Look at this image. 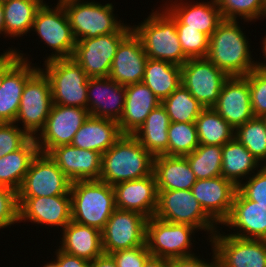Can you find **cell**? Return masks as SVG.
Wrapping results in <instances>:
<instances>
[{"mask_svg": "<svg viewBox=\"0 0 266 267\" xmlns=\"http://www.w3.org/2000/svg\"><path fill=\"white\" fill-rule=\"evenodd\" d=\"M221 229L209 241L218 255L221 267H266V240L239 238Z\"/></svg>", "mask_w": 266, "mask_h": 267, "instance_id": "obj_16", "label": "cell"}, {"mask_svg": "<svg viewBox=\"0 0 266 267\" xmlns=\"http://www.w3.org/2000/svg\"><path fill=\"white\" fill-rule=\"evenodd\" d=\"M31 137L15 123H0V158L20 149Z\"/></svg>", "mask_w": 266, "mask_h": 267, "instance_id": "obj_45", "label": "cell"}, {"mask_svg": "<svg viewBox=\"0 0 266 267\" xmlns=\"http://www.w3.org/2000/svg\"><path fill=\"white\" fill-rule=\"evenodd\" d=\"M234 130L254 117L248 80L244 76L229 77L212 107Z\"/></svg>", "mask_w": 266, "mask_h": 267, "instance_id": "obj_19", "label": "cell"}, {"mask_svg": "<svg viewBox=\"0 0 266 267\" xmlns=\"http://www.w3.org/2000/svg\"><path fill=\"white\" fill-rule=\"evenodd\" d=\"M41 267H59L58 266V261H57V259H53V261L51 260V261H48V262H46L43 266H41Z\"/></svg>", "mask_w": 266, "mask_h": 267, "instance_id": "obj_55", "label": "cell"}, {"mask_svg": "<svg viewBox=\"0 0 266 267\" xmlns=\"http://www.w3.org/2000/svg\"><path fill=\"white\" fill-rule=\"evenodd\" d=\"M45 0H10L3 3L5 37L20 38L32 31L37 10Z\"/></svg>", "mask_w": 266, "mask_h": 267, "instance_id": "obj_35", "label": "cell"}, {"mask_svg": "<svg viewBox=\"0 0 266 267\" xmlns=\"http://www.w3.org/2000/svg\"><path fill=\"white\" fill-rule=\"evenodd\" d=\"M228 78L207 58L188 59L181 66V84L204 108L215 105Z\"/></svg>", "mask_w": 266, "mask_h": 267, "instance_id": "obj_12", "label": "cell"}, {"mask_svg": "<svg viewBox=\"0 0 266 267\" xmlns=\"http://www.w3.org/2000/svg\"><path fill=\"white\" fill-rule=\"evenodd\" d=\"M125 92L124 110L117 123L123 135H133L161 102L143 82L125 86Z\"/></svg>", "mask_w": 266, "mask_h": 267, "instance_id": "obj_27", "label": "cell"}, {"mask_svg": "<svg viewBox=\"0 0 266 267\" xmlns=\"http://www.w3.org/2000/svg\"><path fill=\"white\" fill-rule=\"evenodd\" d=\"M112 187L117 209L138 212L148 219L154 216L158 197L154 173L141 179L120 182Z\"/></svg>", "mask_w": 266, "mask_h": 267, "instance_id": "obj_24", "label": "cell"}, {"mask_svg": "<svg viewBox=\"0 0 266 267\" xmlns=\"http://www.w3.org/2000/svg\"><path fill=\"white\" fill-rule=\"evenodd\" d=\"M209 245L212 247L211 250L213 253L211 256V261L208 262L207 259L205 260V258H203V256L201 259L200 255L197 256L193 254L189 256L168 259L169 267H221V263L216 251L211 243Z\"/></svg>", "mask_w": 266, "mask_h": 267, "instance_id": "obj_48", "label": "cell"}, {"mask_svg": "<svg viewBox=\"0 0 266 267\" xmlns=\"http://www.w3.org/2000/svg\"><path fill=\"white\" fill-rule=\"evenodd\" d=\"M4 51H16L20 57L5 73L0 87V123H14L19 111L25 83L40 66L38 67L36 63L30 62L31 59L26 57L25 53H21L20 49L11 47Z\"/></svg>", "mask_w": 266, "mask_h": 267, "instance_id": "obj_18", "label": "cell"}, {"mask_svg": "<svg viewBox=\"0 0 266 267\" xmlns=\"http://www.w3.org/2000/svg\"><path fill=\"white\" fill-rule=\"evenodd\" d=\"M0 54V87L5 73L20 59L16 51H3Z\"/></svg>", "mask_w": 266, "mask_h": 267, "instance_id": "obj_50", "label": "cell"}, {"mask_svg": "<svg viewBox=\"0 0 266 267\" xmlns=\"http://www.w3.org/2000/svg\"><path fill=\"white\" fill-rule=\"evenodd\" d=\"M39 153L35 138L20 149L0 158V184L18 191L32 160Z\"/></svg>", "mask_w": 266, "mask_h": 267, "instance_id": "obj_33", "label": "cell"}, {"mask_svg": "<svg viewBox=\"0 0 266 267\" xmlns=\"http://www.w3.org/2000/svg\"><path fill=\"white\" fill-rule=\"evenodd\" d=\"M262 119H263V121H264V124H265V127H266V115L265 116H263V117H261Z\"/></svg>", "mask_w": 266, "mask_h": 267, "instance_id": "obj_56", "label": "cell"}, {"mask_svg": "<svg viewBox=\"0 0 266 267\" xmlns=\"http://www.w3.org/2000/svg\"><path fill=\"white\" fill-rule=\"evenodd\" d=\"M122 136L117 121L89 115L76 132L71 145L103 154Z\"/></svg>", "mask_w": 266, "mask_h": 267, "instance_id": "obj_28", "label": "cell"}, {"mask_svg": "<svg viewBox=\"0 0 266 267\" xmlns=\"http://www.w3.org/2000/svg\"><path fill=\"white\" fill-rule=\"evenodd\" d=\"M89 115L85 108L53 104L43 130L35 138L39 152L48 154L58 146L71 145Z\"/></svg>", "mask_w": 266, "mask_h": 267, "instance_id": "obj_15", "label": "cell"}, {"mask_svg": "<svg viewBox=\"0 0 266 267\" xmlns=\"http://www.w3.org/2000/svg\"><path fill=\"white\" fill-rule=\"evenodd\" d=\"M247 179L237 189L248 200L266 205V165H262L256 173Z\"/></svg>", "mask_w": 266, "mask_h": 267, "instance_id": "obj_46", "label": "cell"}, {"mask_svg": "<svg viewBox=\"0 0 266 267\" xmlns=\"http://www.w3.org/2000/svg\"><path fill=\"white\" fill-rule=\"evenodd\" d=\"M169 125L167 111L160 104L151 111L133 136L153 157L168 155Z\"/></svg>", "mask_w": 266, "mask_h": 267, "instance_id": "obj_31", "label": "cell"}, {"mask_svg": "<svg viewBox=\"0 0 266 267\" xmlns=\"http://www.w3.org/2000/svg\"><path fill=\"white\" fill-rule=\"evenodd\" d=\"M153 173L158 190H191L197 180L185 156H155Z\"/></svg>", "mask_w": 266, "mask_h": 267, "instance_id": "obj_30", "label": "cell"}, {"mask_svg": "<svg viewBox=\"0 0 266 267\" xmlns=\"http://www.w3.org/2000/svg\"><path fill=\"white\" fill-rule=\"evenodd\" d=\"M261 166L236 138L223 145L222 176L232 181L237 187Z\"/></svg>", "mask_w": 266, "mask_h": 267, "instance_id": "obj_32", "label": "cell"}, {"mask_svg": "<svg viewBox=\"0 0 266 267\" xmlns=\"http://www.w3.org/2000/svg\"><path fill=\"white\" fill-rule=\"evenodd\" d=\"M67 14L74 38H92L116 32L124 23L114 14V5L95 1L64 0L60 2Z\"/></svg>", "mask_w": 266, "mask_h": 267, "instance_id": "obj_6", "label": "cell"}, {"mask_svg": "<svg viewBox=\"0 0 266 267\" xmlns=\"http://www.w3.org/2000/svg\"><path fill=\"white\" fill-rule=\"evenodd\" d=\"M179 1L170 0L168 4H162V9L176 24H186V28L197 29L210 37L224 20L216 0L196 3L191 0Z\"/></svg>", "mask_w": 266, "mask_h": 267, "instance_id": "obj_21", "label": "cell"}, {"mask_svg": "<svg viewBox=\"0 0 266 267\" xmlns=\"http://www.w3.org/2000/svg\"><path fill=\"white\" fill-rule=\"evenodd\" d=\"M216 3L224 20L244 19L249 23L266 17L265 0H216Z\"/></svg>", "mask_w": 266, "mask_h": 267, "instance_id": "obj_40", "label": "cell"}, {"mask_svg": "<svg viewBox=\"0 0 266 267\" xmlns=\"http://www.w3.org/2000/svg\"><path fill=\"white\" fill-rule=\"evenodd\" d=\"M19 223L31 222L32 224L59 227L61 230L71 219L70 194L41 197H18Z\"/></svg>", "mask_w": 266, "mask_h": 267, "instance_id": "obj_17", "label": "cell"}, {"mask_svg": "<svg viewBox=\"0 0 266 267\" xmlns=\"http://www.w3.org/2000/svg\"><path fill=\"white\" fill-rule=\"evenodd\" d=\"M48 155L71 182L99 180L102 154L97 151L61 145L53 148Z\"/></svg>", "mask_w": 266, "mask_h": 267, "instance_id": "obj_26", "label": "cell"}, {"mask_svg": "<svg viewBox=\"0 0 266 267\" xmlns=\"http://www.w3.org/2000/svg\"><path fill=\"white\" fill-rule=\"evenodd\" d=\"M223 225L236 230L229 233L231 236L266 240V205L248 200L237 189L231 212L221 226L224 227Z\"/></svg>", "mask_w": 266, "mask_h": 267, "instance_id": "obj_22", "label": "cell"}, {"mask_svg": "<svg viewBox=\"0 0 266 267\" xmlns=\"http://www.w3.org/2000/svg\"><path fill=\"white\" fill-rule=\"evenodd\" d=\"M222 147L199 145L195 151L185 155L197 180L222 176Z\"/></svg>", "mask_w": 266, "mask_h": 267, "instance_id": "obj_38", "label": "cell"}, {"mask_svg": "<svg viewBox=\"0 0 266 267\" xmlns=\"http://www.w3.org/2000/svg\"><path fill=\"white\" fill-rule=\"evenodd\" d=\"M132 30L140 38L149 59L179 66L188 60L181 48L176 23L161 6L152 10L143 22L133 25Z\"/></svg>", "mask_w": 266, "mask_h": 267, "instance_id": "obj_3", "label": "cell"}, {"mask_svg": "<svg viewBox=\"0 0 266 267\" xmlns=\"http://www.w3.org/2000/svg\"><path fill=\"white\" fill-rule=\"evenodd\" d=\"M154 216L162 221L188 224L207 232L208 240L220 228L204 211L191 190H158Z\"/></svg>", "mask_w": 266, "mask_h": 267, "instance_id": "obj_7", "label": "cell"}, {"mask_svg": "<svg viewBox=\"0 0 266 267\" xmlns=\"http://www.w3.org/2000/svg\"><path fill=\"white\" fill-rule=\"evenodd\" d=\"M44 3L37 10L32 31L37 33L41 42L51 48V54L45 61L72 58L76 40L63 5L60 2L52 7ZM53 49V50H52Z\"/></svg>", "mask_w": 266, "mask_h": 267, "instance_id": "obj_8", "label": "cell"}, {"mask_svg": "<svg viewBox=\"0 0 266 267\" xmlns=\"http://www.w3.org/2000/svg\"><path fill=\"white\" fill-rule=\"evenodd\" d=\"M161 104L167 111L170 123H195L205 109L182 84Z\"/></svg>", "mask_w": 266, "mask_h": 267, "instance_id": "obj_37", "label": "cell"}, {"mask_svg": "<svg viewBox=\"0 0 266 267\" xmlns=\"http://www.w3.org/2000/svg\"><path fill=\"white\" fill-rule=\"evenodd\" d=\"M110 255L115 260L117 267H142L151 253L145 244L130 249L117 250Z\"/></svg>", "mask_w": 266, "mask_h": 267, "instance_id": "obj_47", "label": "cell"}, {"mask_svg": "<svg viewBox=\"0 0 266 267\" xmlns=\"http://www.w3.org/2000/svg\"><path fill=\"white\" fill-rule=\"evenodd\" d=\"M132 31L124 23L116 32L76 42L72 58L89 78L109 77L112 62L120 42Z\"/></svg>", "mask_w": 266, "mask_h": 267, "instance_id": "obj_10", "label": "cell"}, {"mask_svg": "<svg viewBox=\"0 0 266 267\" xmlns=\"http://www.w3.org/2000/svg\"><path fill=\"white\" fill-rule=\"evenodd\" d=\"M45 73L50 81L53 104L88 109V76L73 58L54 59L44 62Z\"/></svg>", "mask_w": 266, "mask_h": 267, "instance_id": "obj_5", "label": "cell"}, {"mask_svg": "<svg viewBox=\"0 0 266 267\" xmlns=\"http://www.w3.org/2000/svg\"><path fill=\"white\" fill-rule=\"evenodd\" d=\"M19 223L17 191L0 184V230Z\"/></svg>", "mask_w": 266, "mask_h": 267, "instance_id": "obj_44", "label": "cell"}, {"mask_svg": "<svg viewBox=\"0 0 266 267\" xmlns=\"http://www.w3.org/2000/svg\"><path fill=\"white\" fill-rule=\"evenodd\" d=\"M196 231L199 230L191 225L165 222L153 216L146 223L148 251L166 259L197 254L192 251Z\"/></svg>", "mask_w": 266, "mask_h": 267, "instance_id": "obj_11", "label": "cell"}, {"mask_svg": "<svg viewBox=\"0 0 266 267\" xmlns=\"http://www.w3.org/2000/svg\"><path fill=\"white\" fill-rule=\"evenodd\" d=\"M71 180L48 154L38 153L25 174L18 197H41L70 194Z\"/></svg>", "mask_w": 266, "mask_h": 267, "instance_id": "obj_13", "label": "cell"}, {"mask_svg": "<svg viewBox=\"0 0 266 267\" xmlns=\"http://www.w3.org/2000/svg\"><path fill=\"white\" fill-rule=\"evenodd\" d=\"M142 82L162 102L181 85V66L148 58Z\"/></svg>", "mask_w": 266, "mask_h": 267, "instance_id": "obj_34", "label": "cell"}, {"mask_svg": "<svg viewBox=\"0 0 266 267\" xmlns=\"http://www.w3.org/2000/svg\"><path fill=\"white\" fill-rule=\"evenodd\" d=\"M142 267H169L168 259L150 255Z\"/></svg>", "mask_w": 266, "mask_h": 267, "instance_id": "obj_52", "label": "cell"}, {"mask_svg": "<svg viewBox=\"0 0 266 267\" xmlns=\"http://www.w3.org/2000/svg\"><path fill=\"white\" fill-rule=\"evenodd\" d=\"M238 23L236 20H223L209 37L206 58L229 77L246 76L260 63L253 60L249 39Z\"/></svg>", "mask_w": 266, "mask_h": 267, "instance_id": "obj_1", "label": "cell"}, {"mask_svg": "<svg viewBox=\"0 0 266 267\" xmlns=\"http://www.w3.org/2000/svg\"><path fill=\"white\" fill-rule=\"evenodd\" d=\"M61 246L63 252L79 258L92 261L102 255L101 231L87 225L70 221L61 231Z\"/></svg>", "mask_w": 266, "mask_h": 267, "instance_id": "obj_29", "label": "cell"}, {"mask_svg": "<svg viewBox=\"0 0 266 267\" xmlns=\"http://www.w3.org/2000/svg\"><path fill=\"white\" fill-rule=\"evenodd\" d=\"M261 39H263L261 42H262V47H261V49H262V56H264L263 57V59L265 60V61H261L260 60V62L261 63H259V66L266 72V33H265V37L263 38V37H261Z\"/></svg>", "mask_w": 266, "mask_h": 267, "instance_id": "obj_53", "label": "cell"}, {"mask_svg": "<svg viewBox=\"0 0 266 267\" xmlns=\"http://www.w3.org/2000/svg\"><path fill=\"white\" fill-rule=\"evenodd\" d=\"M52 106L50 81L39 68L25 83L14 123L21 124V129L36 138L44 128Z\"/></svg>", "mask_w": 266, "mask_h": 267, "instance_id": "obj_9", "label": "cell"}, {"mask_svg": "<svg viewBox=\"0 0 266 267\" xmlns=\"http://www.w3.org/2000/svg\"><path fill=\"white\" fill-rule=\"evenodd\" d=\"M59 267H90L91 262L77 256L69 255L59 248L55 250Z\"/></svg>", "mask_w": 266, "mask_h": 267, "instance_id": "obj_49", "label": "cell"}, {"mask_svg": "<svg viewBox=\"0 0 266 267\" xmlns=\"http://www.w3.org/2000/svg\"><path fill=\"white\" fill-rule=\"evenodd\" d=\"M7 1H10V0H0L1 3L7 2Z\"/></svg>", "mask_w": 266, "mask_h": 267, "instance_id": "obj_57", "label": "cell"}, {"mask_svg": "<svg viewBox=\"0 0 266 267\" xmlns=\"http://www.w3.org/2000/svg\"><path fill=\"white\" fill-rule=\"evenodd\" d=\"M126 99L125 86L110 77L88 78L87 100L91 116L119 121Z\"/></svg>", "mask_w": 266, "mask_h": 267, "instance_id": "obj_25", "label": "cell"}, {"mask_svg": "<svg viewBox=\"0 0 266 267\" xmlns=\"http://www.w3.org/2000/svg\"><path fill=\"white\" fill-rule=\"evenodd\" d=\"M5 35V22H4V11L3 3L0 2V36Z\"/></svg>", "mask_w": 266, "mask_h": 267, "instance_id": "obj_54", "label": "cell"}, {"mask_svg": "<svg viewBox=\"0 0 266 267\" xmlns=\"http://www.w3.org/2000/svg\"><path fill=\"white\" fill-rule=\"evenodd\" d=\"M234 138H236L261 165H266V127L261 117H253L241 126H238L235 129Z\"/></svg>", "mask_w": 266, "mask_h": 267, "instance_id": "obj_39", "label": "cell"}, {"mask_svg": "<svg viewBox=\"0 0 266 267\" xmlns=\"http://www.w3.org/2000/svg\"><path fill=\"white\" fill-rule=\"evenodd\" d=\"M147 220L138 212L116 208L101 231L103 252L111 254L145 245Z\"/></svg>", "mask_w": 266, "mask_h": 267, "instance_id": "obj_14", "label": "cell"}, {"mask_svg": "<svg viewBox=\"0 0 266 267\" xmlns=\"http://www.w3.org/2000/svg\"><path fill=\"white\" fill-rule=\"evenodd\" d=\"M71 219L103 230L116 209L113 187L100 180L71 183Z\"/></svg>", "mask_w": 266, "mask_h": 267, "instance_id": "obj_4", "label": "cell"}, {"mask_svg": "<svg viewBox=\"0 0 266 267\" xmlns=\"http://www.w3.org/2000/svg\"><path fill=\"white\" fill-rule=\"evenodd\" d=\"M168 137V156H185L200 145L195 123H170Z\"/></svg>", "mask_w": 266, "mask_h": 267, "instance_id": "obj_41", "label": "cell"}, {"mask_svg": "<svg viewBox=\"0 0 266 267\" xmlns=\"http://www.w3.org/2000/svg\"><path fill=\"white\" fill-rule=\"evenodd\" d=\"M90 267H117V265L110 254L103 253L91 261Z\"/></svg>", "mask_w": 266, "mask_h": 267, "instance_id": "obj_51", "label": "cell"}, {"mask_svg": "<svg viewBox=\"0 0 266 267\" xmlns=\"http://www.w3.org/2000/svg\"><path fill=\"white\" fill-rule=\"evenodd\" d=\"M249 83L251 108L254 117L266 115V72L259 66L244 76Z\"/></svg>", "mask_w": 266, "mask_h": 267, "instance_id": "obj_43", "label": "cell"}, {"mask_svg": "<svg viewBox=\"0 0 266 267\" xmlns=\"http://www.w3.org/2000/svg\"><path fill=\"white\" fill-rule=\"evenodd\" d=\"M181 48L188 59L206 58L209 49V37L186 24H176Z\"/></svg>", "mask_w": 266, "mask_h": 267, "instance_id": "obj_42", "label": "cell"}, {"mask_svg": "<svg viewBox=\"0 0 266 267\" xmlns=\"http://www.w3.org/2000/svg\"><path fill=\"white\" fill-rule=\"evenodd\" d=\"M147 59L140 38L132 30L117 48L109 77L123 86L140 83Z\"/></svg>", "mask_w": 266, "mask_h": 267, "instance_id": "obj_23", "label": "cell"}, {"mask_svg": "<svg viewBox=\"0 0 266 267\" xmlns=\"http://www.w3.org/2000/svg\"><path fill=\"white\" fill-rule=\"evenodd\" d=\"M195 124L200 145L223 146L235 135V130L213 108H205Z\"/></svg>", "mask_w": 266, "mask_h": 267, "instance_id": "obj_36", "label": "cell"}, {"mask_svg": "<svg viewBox=\"0 0 266 267\" xmlns=\"http://www.w3.org/2000/svg\"><path fill=\"white\" fill-rule=\"evenodd\" d=\"M191 191L204 211L221 226L231 212L237 186L219 176L196 180Z\"/></svg>", "mask_w": 266, "mask_h": 267, "instance_id": "obj_20", "label": "cell"}, {"mask_svg": "<svg viewBox=\"0 0 266 267\" xmlns=\"http://www.w3.org/2000/svg\"><path fill=\"white\" fill-rule=\"evenodd\" d=\"M154 157L133 135H123L102 154L100 181L117 183L147 177L153 173Z\"/></svg>", "mask_w": 266, "mask_h": 267, "instance_id": "obj_2", "label": "cell"}]
</instances>
